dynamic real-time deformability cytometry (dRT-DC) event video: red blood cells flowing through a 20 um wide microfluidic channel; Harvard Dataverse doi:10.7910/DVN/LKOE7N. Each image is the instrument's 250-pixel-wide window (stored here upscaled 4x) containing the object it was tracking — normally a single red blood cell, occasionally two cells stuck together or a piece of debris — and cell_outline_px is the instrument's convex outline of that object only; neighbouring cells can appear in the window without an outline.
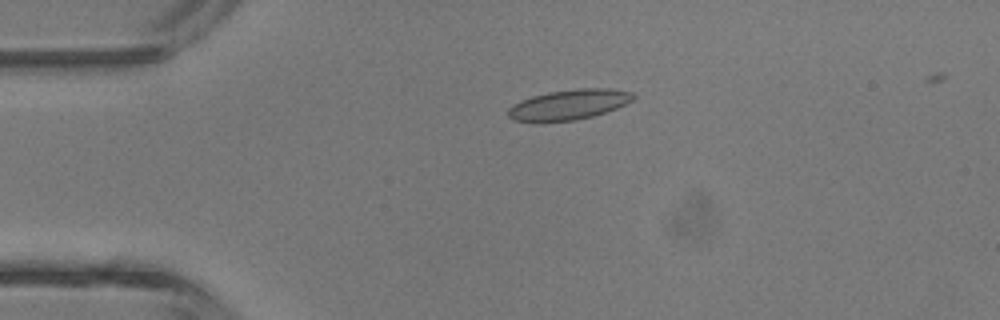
{"species": "common noctule bat (a hibernating species)", "species_latin": "Nyctalus noctula", "temperature_condition": "room temperature", "stored_images_in_passage": 2, "camera_frame_rate_fps": 3000, "um_per_image_px": 0.085, "animal": {"sex": "male", "body_mass_g": 13.3}, "frame": {"image": 1, "passage_image": 2, "time_ms": 1.0, "image_size_px": [1000, 320], "cell_outline_px": [[636, 96], [632, 100], [616, 108], [592, 116], [576, 120], [540, 124], [536, 124], [512, 120], [508, 116], [508, 108], [512, 104], [520, 100], [532, 96], [548, 92], [580, 88], [612, 88], [632, 92]], "centroid_in_image_um": [48.27, 8.92], "position_along_channel_um": 36.7, "area_um2": 22.6}}